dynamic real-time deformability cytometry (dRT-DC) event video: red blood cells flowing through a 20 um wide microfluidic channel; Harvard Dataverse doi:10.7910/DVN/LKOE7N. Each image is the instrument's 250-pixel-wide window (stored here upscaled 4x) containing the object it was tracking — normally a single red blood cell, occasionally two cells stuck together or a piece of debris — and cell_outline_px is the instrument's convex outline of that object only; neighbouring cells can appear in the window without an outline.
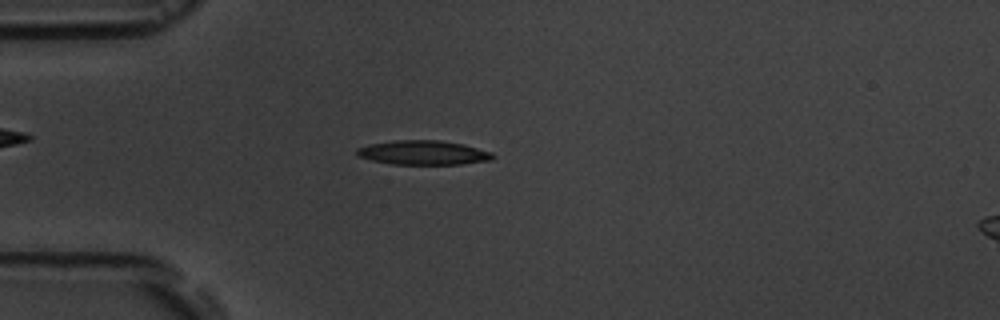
{"species": "common noctule bat (a hibernating species)", "species_latin": "Nyctalus noctula", "temperature_condition": "room temperature", "stored_images_in_passage": 4, "camera_frame_rate_fps": 3000, "um_per_image_px": 0.085, "animal": {"sex": "male", "body_mass_g": 19.5, "forearm_length_mm": 54.6}, "frame": {"image": 1, "passage_image": 3, "time_ms": 3.333, "image_size_px": [1000, 320], "cell_outline_px": [[496, 156], [492, 160], [460, 164], [392, 164], [372, 160], [356, 156], [356, 148], [368, 144], [392, 140], [440, 140], [464, 144], [492, 152]], "centroid_in_image_um": [35.97, 12.97], "position_along_channel_um": 49.0, "area_um2": 19.42}}